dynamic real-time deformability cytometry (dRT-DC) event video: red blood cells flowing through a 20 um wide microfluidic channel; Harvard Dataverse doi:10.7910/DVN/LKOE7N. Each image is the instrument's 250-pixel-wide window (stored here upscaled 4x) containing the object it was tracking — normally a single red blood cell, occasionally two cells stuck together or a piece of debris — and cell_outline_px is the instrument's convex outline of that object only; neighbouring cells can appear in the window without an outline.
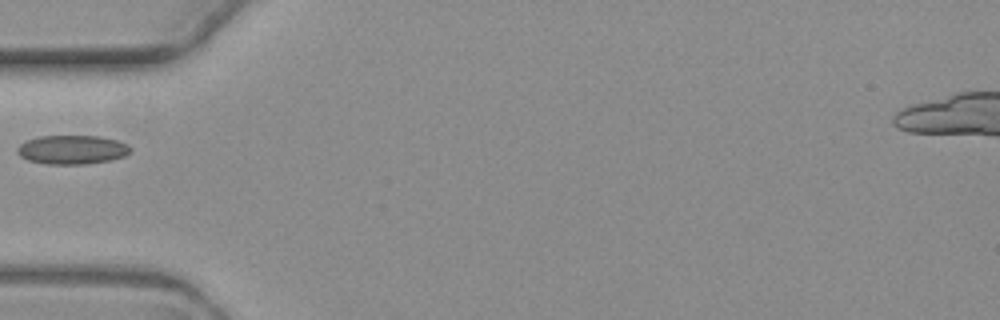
{"species": "common noctule bat (a hibernating species)", "species_latin": "Nyctalus noctula", "temperature_condition": "warm", "stored_images_in_passage": 7, "camera_frame_rate_fps": 3000, "um_per_image_px": 0.085, "animal": {"sex": "female", "body_mass_g": 19.3, "forearm_length_mm": 54.1}, "frame": {"image": 1, "passage_image": 6, "time_ms": 6.333, "image_size_px": [1000, 320], "cell_outline_px": [[132, 152], [124, 156], [112, 160], [84, 164], [48, 164], [28, 160], [20, 156], [16, 152], [16, 148], [20, 144], [28, 140], [40, 136], [100, 136], [116, 140], [128, 144], [132, 148]], "centroid_in_image_um": [6.16, 12.72], "position_along_channel_um": 78.8, "area_um2": 19.19}}
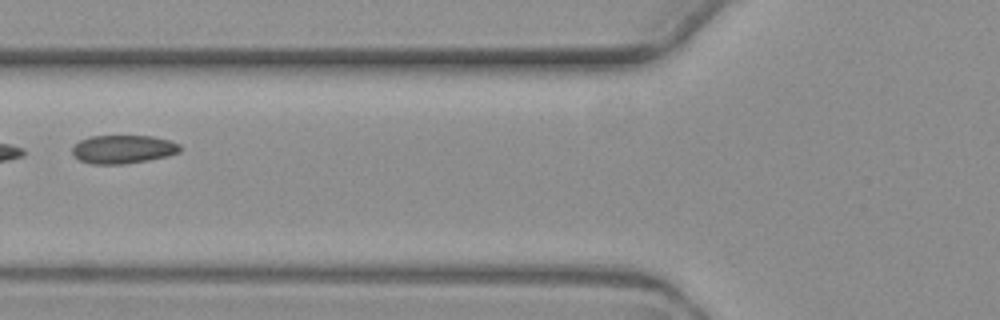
{"frame": {"image": 2, "passage_image": 7, "time_ms": 7.333, "image_size_px": [1000, 320], "cell_outline_px": [[180, 152], [168, 156], [148, 160], [124, 164], [92, 164], [80, 160], [72, 152], [72, 148], [80, 140], [88, 136], [152, 136], [168, 140], [180, 144]], "centroid_in_image_um": [10.47, 12.68], "position_along_channel_um": 115.3, "area_um2": 17.8}}